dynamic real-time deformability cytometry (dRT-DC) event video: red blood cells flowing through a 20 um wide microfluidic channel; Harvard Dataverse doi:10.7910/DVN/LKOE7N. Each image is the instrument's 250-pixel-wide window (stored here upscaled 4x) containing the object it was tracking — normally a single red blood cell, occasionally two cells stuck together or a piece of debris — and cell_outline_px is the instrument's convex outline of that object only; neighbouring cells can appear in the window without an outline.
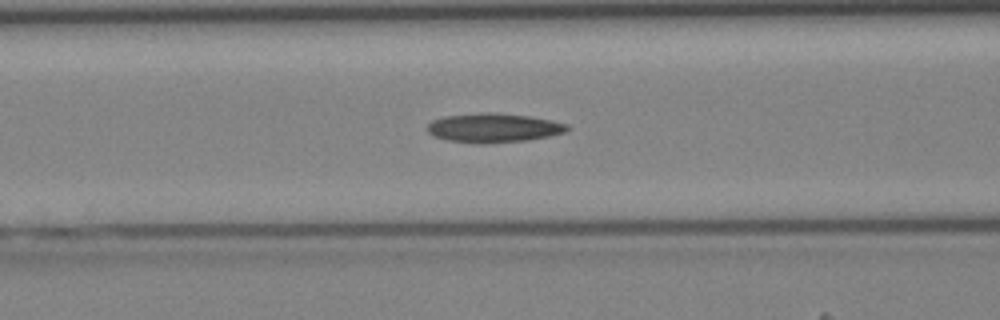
{"species": "Egyptian fruit bat (a non-hibernating species)", "species_latin": "Rousettus aegyptiacus", "temperature_condition": "cold", "stored_images_in_passage": 41, "camera_frame_rate_fps": 3000, "um_per_image_px": 0.085, "animal": {"sex": "female"}, "frame": {"image": 1, "passage_image": 16, "time_ms": 5.0, "image_size_px": [1000, 320], "cell_outline_px": [[568, 128], [564, 132], [548, 136], [528, 140], [480, 144], [476, 144], [448, 140], [432, 136], [428, 132], [428, 124], [432, 120], [444, 116], [528, 116], [568, 124]], "centroid_in_image_um": [41.92, 10.94], "position_along_channel_um": 124.7, "area_um2": 22.31}}
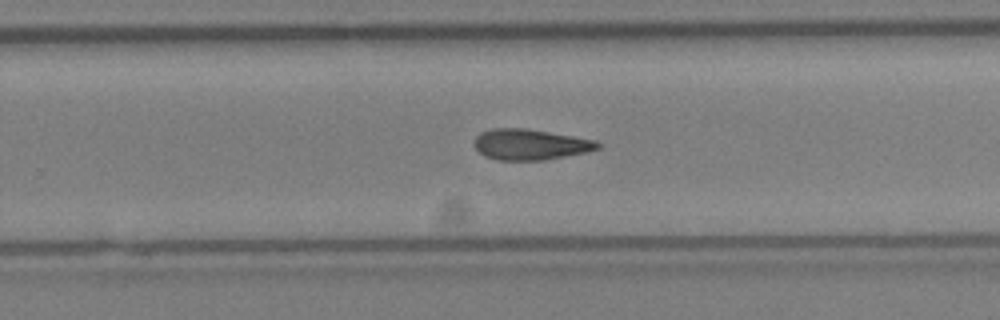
{"frame": {"image": 2, "passage_image": 26, "time_ms": 8.333, "image_size_px": [1000, 320], "cell_outline_px": [[600, 148], [588, 152], [544, 160], [496, 160], [484, 156], [472, 144], [476, 136], [480, 132], [492, 128], [524, 128], [596, 140], [600, 144]], "centroid_in_image_um": [45.04, 12.28], "position_along_channel_um": 284.8, "area_um2": 22.2}}
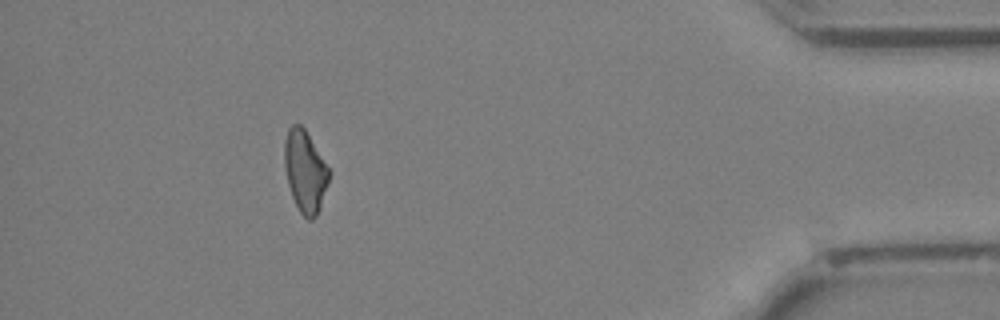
{"frame": {"image": 3, "passage_image": 37, "time_ms": 12.0, "image_size_px": [1000, 320], "cell_outline_px": [[328, 184], [320, 208], [316, 216], [312, 220], [308, 220], [300, 212], [292, 196], [288, 184], [284, 164], [284, 140], [288, 128], [292, 124], [300, 124], [304, 128], [328, 168]], "centroid_in_image_um": [25.9, 14.57], "position_along_channel_um": 409.3, "area_um2": 20.92}}